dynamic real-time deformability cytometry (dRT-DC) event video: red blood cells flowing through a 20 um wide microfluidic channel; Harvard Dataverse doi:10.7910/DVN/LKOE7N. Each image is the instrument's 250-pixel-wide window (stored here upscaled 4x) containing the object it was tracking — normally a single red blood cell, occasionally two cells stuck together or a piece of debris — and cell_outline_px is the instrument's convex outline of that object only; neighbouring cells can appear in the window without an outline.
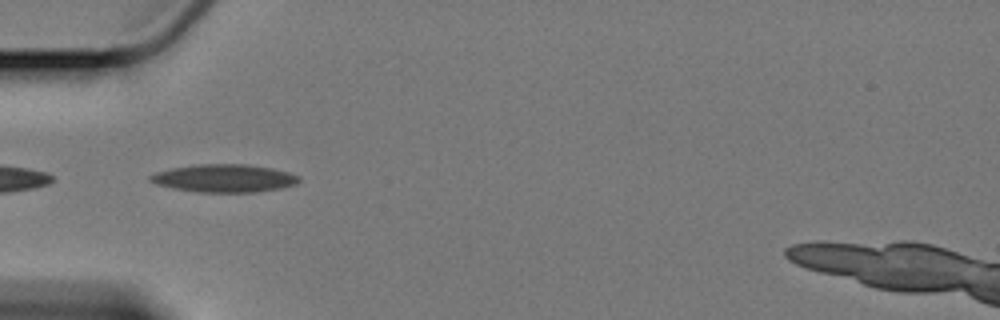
{"species": "Egyptian fruit bat (a non-hibernating species)", "species_latin": "Rousettus aegyptiacus", "temperature_condition": "cold", "stored_images_in_passage": 10, "camera_frame_rate_fps": 3000, "um_per_image_px": 0.085, "animal": {"sex": "female"}, "frame": {"image": 1, "passage_image": 1, "time_ms": 0.0, "image_size_px": [1000, 320], "cell_outline_px": [[300, 180], [296, 184], [276, 188], [252, 192], [200, 192], [176, 188], [156, 184], [148, 180], [148, 176], [156, 172], [172, 168], [192, 164], [248, 164], [272, 168], [288, 172], [300, 176]], "centroid_in_image_um": [19.03, 15.13], "position_along_channel_um": 66.0, "area_um2": 23.99}}
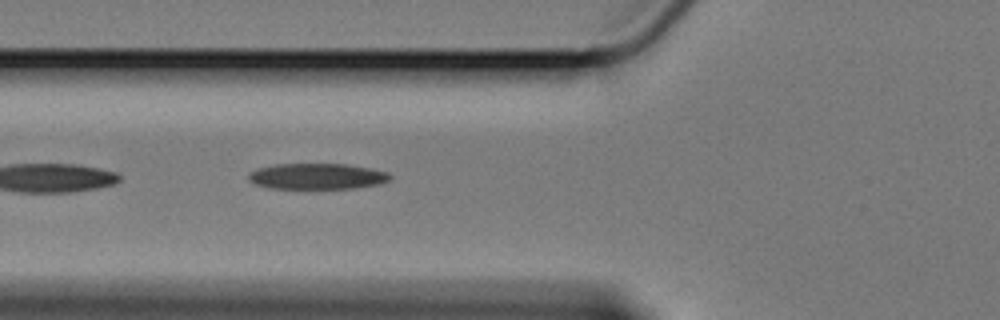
{"frame": {"image": 2, "passage_image": 4, "time_ms": 1.0, "image_size_px": [1000, 320], "cell_outline_px": [[392, 176], [388, 180], [380, 184], [356, 188], [268, 188], [256, 184], [248, 180], [248, 172], [260, 168], [276, 164], [348, 164], [372, 168], [388, 172]], "centroid_in_image_um": [26.97, 14.98], "position_along_channel_um": 98.8, "area_um2": 21.39}}